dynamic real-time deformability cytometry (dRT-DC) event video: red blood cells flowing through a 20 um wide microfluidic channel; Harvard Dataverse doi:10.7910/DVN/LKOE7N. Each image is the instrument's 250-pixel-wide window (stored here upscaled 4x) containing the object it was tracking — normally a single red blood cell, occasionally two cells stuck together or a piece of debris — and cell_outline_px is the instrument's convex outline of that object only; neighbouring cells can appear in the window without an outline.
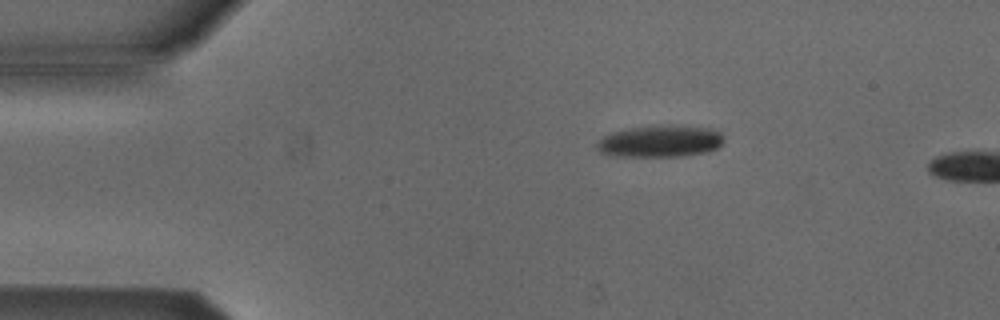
{"species": "Egyptian fruit bat (a non-hibernating species)", "species_latin": "Rousettus aegyptiacus", "temperature_condition": "cold", "stored_images_in_passage": 10, "camera_frame_rate_fps": 3000, "um_per_image_px": 0.085, "animal": {"sex": "male"}, "frame": {"image": 1, "passage_image": 4, "time_ms": 1.0, "image_size_px": [1000, 320], "cell_outline_px": [[724, 140], [716, 148], [708, 152], [680, 156], [612, 156], [600, 152], [596, 148], [596, 144], [604, 136], [612, 132], [628, 128], [672, 124], [712, 128], [720, 132], [724, 136]], "centroid_in_image_um": [56.14, 11.99], "position_along_channel_um": 28.9, "area_um2": 23.76}}